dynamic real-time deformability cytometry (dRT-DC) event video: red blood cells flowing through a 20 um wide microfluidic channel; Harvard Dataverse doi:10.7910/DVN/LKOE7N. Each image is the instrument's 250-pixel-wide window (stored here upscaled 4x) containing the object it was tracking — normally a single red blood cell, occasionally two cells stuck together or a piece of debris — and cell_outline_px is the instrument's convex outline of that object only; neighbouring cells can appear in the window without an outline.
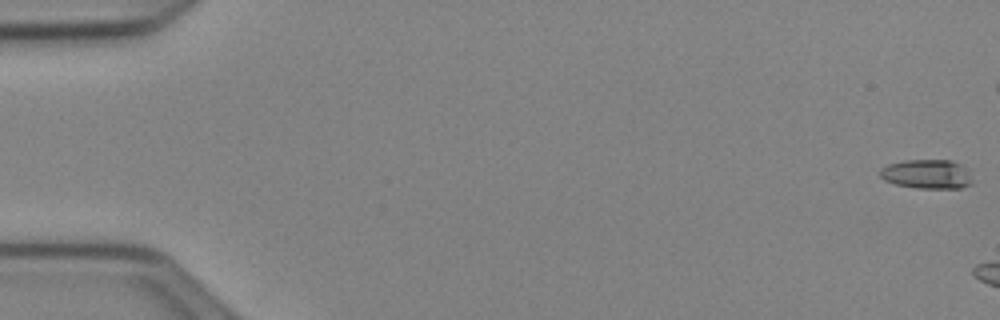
{"species": "Egyptian fruit bat (a non-hibernating species)", "species_latin": "Rousettus aegyptiacus", "temperature_condition": "cold", "stored_images_in_passage": 13, "camera_frame_rate_fps": 3000, "um_per_image_px": 0.085, "animal": {"sex": "female"}, "frame": {"image": 1, "passage_image": 1, "time_ms": 0.0, "image_size_px": [1000, 320], "cell_outline_px": [[972, 184], [960, 188], [916, 188], [896, 184], [884, 180], [880, 176], [880, 168], [888, 164], [904, 160], [952, 160], [960, 164], [964, 168], [972, 180]], "centroid_in_image_um": [78.76, 14.8], "position_along_channel_um": 6.2, "area_um2": 15.66}}